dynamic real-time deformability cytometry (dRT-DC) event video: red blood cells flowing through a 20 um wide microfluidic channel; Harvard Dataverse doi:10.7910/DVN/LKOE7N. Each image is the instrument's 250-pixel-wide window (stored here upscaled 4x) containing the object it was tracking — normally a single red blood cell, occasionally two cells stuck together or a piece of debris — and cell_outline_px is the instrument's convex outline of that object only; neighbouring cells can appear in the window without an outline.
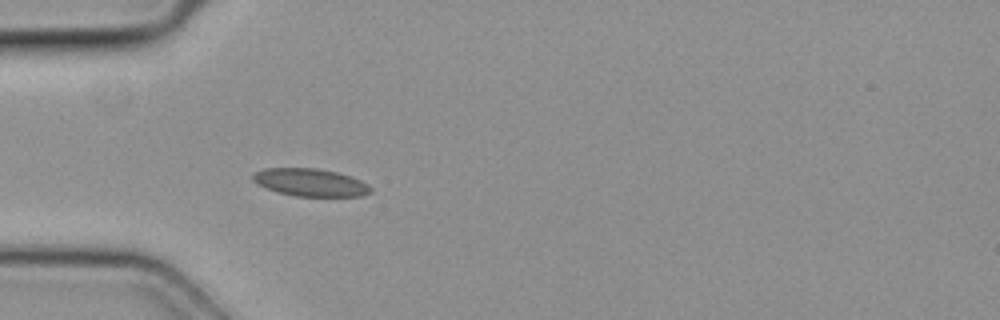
{"species": "common noctule bat (a hibernating species)", "species_latin": "Nyctalus noctula", "temperature_condition": "cold", "stored_images_in_passage": 5, "camera_frame_rate_fps": 3000, "um_per_image_px": 0.085, "animal": {"sex": "female", "body_mass_g": 19.3, "forearm_length_mm": 54.1}, "frame": {"image": 1, "passage_image": 5, "time_ms": 1.333, "image_size_px": [1000, 320], "cell_outline_px": [[372, 192], [360, 196], [296, 196], [276, 192], [264, 188], [256, 184], [252, 180], [252, 176], [256, 172], [264, 168], [316, 168], [336, 172], [352, 176], [368, 184], [372, 188]], "centroid_in_image_um": [26.36, 15.51], "position_along_channel_um": 58.6, "area_um2": 19.13}}